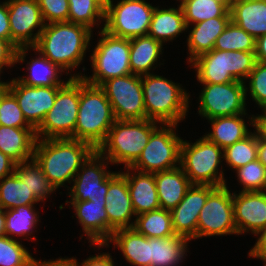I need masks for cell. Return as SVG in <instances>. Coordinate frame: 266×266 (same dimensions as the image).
<instances>
[{
	"mask_svg": "<svg viewBox=\"0 0 266 266\" xmlns=\"http://www.w3.org/2000/svg\"><path fill=\"white\" fill-rule=\"evenodd\" d=\"M155 7L145 0H121L113 5L111 0L105 9V24L108 34L131 39L148 34Z\"/></svg>",
	"mask_w": 266,
	"mask_h": 266,
	"instance_id": "10",
	"label": "cell"
},
{
	"mask_svg": "<svg viewBox=\"0 0 266 266\" xmlns=\"http://www.w3.org/2000/svg\"><path fill=\"white\" fill-rule=\"evenodd\" d=\"M68 2V22L84 25L91 30L98 20H105L106 8L98 0H68Z\"/></svg>",
	"mask_w": 266,
	"mask_h": 266,
	"instance_id": "39",
	"label": "cell"
},
{
	"mask_svg": "<svg viewBox=\"0 0 266 266\" xmlns=\"http://www.w3.org/2000/svg\"><path fill=\"white\" fill-rule=\"evenodd\" d=\"M188 241L177 234L167 238H148L151 266H176L184 257Z\"/></svg>",
	"mask_w": 266,
	"mask_h": 266,
	"instance_id": "31",
	"label": "cell"
},
{
	"mask_svg": "<svg viewBox=\"0 0 266 266\" xmlns=\"http://www.w3.org/2000/svg\"><path fill=\"white\" fill-rule=\"evenodd\" d=\"M9 91V82H0V102L3 96Z\"/></svg>",
	"mask_w": 266,
	"mask_h": 266,
	"instance_id": "56",
	"label": "cell"
},
{
	"mask_svg": "<svg viewBox=\"0 0 266 266\" xmlns=\"http://www.w3.org/2000/svg\"><path fill=\"white\" fill-rule=\"evenodd\" d=\"M92 30L71 22L46 23L33 50L58 65L61 70L78 67L90 44Z\"/></svg>",
	"mask_w": 266,
	"mask_h": 266,
	"instance_id": "2",
	"label": "cell"
},
{
	"mask_svg": "<svg viewBox=\"0 0 266 266\" xmlns=\"http://www.w3.org/2000/svg\"><path fill=\"white\" fill-rule=\"evenodd\" d=\"M260 235L254 247L250 250V257H257L266 264V227L260 230L256 235Z\"/></svg>",
	"mask_w": 266,
	"mask_h": 266,
	"instance_id": "48",
	"label": "cell"
},
{
	"mask_svg": "<svg viewBox=\"0 0 266 266\" xmlns=\"http://www.w3.org/2000/svg\"><path fill=\"white\" fill-rule=\"evenodd\" d=\"M256 39L232 20L216 39L214 49L222 51L255 52Z\"/></svg>",
	"mask_w": 266,
	"mask_h": 266,
	"instance_id": "37",
	"label": "cell"
},
{
	"mask_svg": "<svg viewBox=\"0 0 266 266\" xmlns=\"http://www.w3.org/2000/svg\"><path fill=\"white\" fill-rule=\"evenodd\" d=\"M74 207L83 232L88 236L89 242L98 247L108 246V240L113 234V230L108 226V217L105 210L106 201L93 202L69 201ZM91 240V241H90Z\"/></svg>",
	"mask_w": 266,
	"mask_h": 266,
	"instance_id": "21",
	"label": "cell"
},
{
	"mask_svg": "<svg viewBox=\"0 0 266 266\" xmlns=\"http://www.w3.org/2000/svg\"><path fill=\"white\" fill-rule=\"evenodd\" d=\"M0 38L8 40L11 43V32L7 2H3V4H0Z\"/></svg>",
	"mask_w": 266,
	"mask_h": 266,
	"instance_id": "47",
	"label": "cell"
},
{
	"mask_svg": "<svg viewBox=\"0 0 266 266\" xmlns=\"http://www.w3.org/2000/svg\"><path fill=\"white\" fill-rule=\"evenodd\" d=\"M255 52L213 49L192 60L201 83L224 84L247 80L256 64Z\"/></svg>",
	"mask_w": 266,
	"mask_h": 266,
	"instance_id": "6",
	"label": "cell"
},
{
	"mask_svg": "<svg viewBox=\"0 0 266 266\" xmlns=\"http://www.w3.org/2000/svg\"><path fill=\"white\" fill-rule=\"evenodd\" d=\"M242 115L246 114L208 119L212 123L213 131L204 137L223 150L235 142L243 140L251 133L248 131L244 119L240 118Z\"/></svg>",
	"mask_w": 266,
	"mask_h": 266,
	"instance_id": "30",
	"label": "cell"
},
{
	"mask_svg": "<svg viewBox=\"0 0 266 266\" xmlns=\"http://www.w3.org/2000/svg\"><path fill=\"white\" fill-rule=\"evenodd\" d=\"M39 202L34 193L29 190L15 172L5 176L0 182V207L14 209L23 205H34Z\"/></svg>",
	"mask_w": 266,
	"mask_h": 266,
	"instance_id": "33",
	"label": "cell"
},
{
	"mask_svg": "<svg viewBox=\"0 0 266 266\" xmlns=\"http://www.w3.org/2000/svg\"><path fill=\"white\" fill-rule=\"evenodd\" d=\"M162 43L149 35L130 39L129 63L132 74L146 75L162 54Z\"/></svg>",
	"mask_w": 266,
	"mask_h": 266,
	"instance_id": "29",
	"label": "cell"
},
{
	"mask_svg": "<svg viewBox=\"0 0 266 266\" xmlns=\"http://www.w3.org/2000/svg\"><path fill=\"white\" fill-rule=\"evenodd\" d=\"M242 192L266 191V167L258 160L236 169Z\"/></svg>",
	"mask_w": 266,
	"mask_h": 266,
	"instance_id": "42",
	"label": "cell"
},
{
	"mask_svg": "<svg viewBox=\"0 0 266 266\" xmlns=\"http://www.w3.org/2000/svg\"><path fill=\"white\" fill-rule=\"evenodd\" d=\"M79 99L80 78L70 77L68 81H65V84L58 90L53 107L48 113H46L43 121L35 130L36 138L75 139Z\"/></svg>",
	"mask_w": 266,
	"mask_h": 266,
	"instance_id": "9",
	"label": "cell"
},
{
	"mask_svg": "<svg viewBox=\"0 0 266 266\" xmlns=\"http://www.w3.org/2000/svg\"><path fill=\"white\" fill-rule=\"evenodd\" d=\"M258 138L255 133L248 135L241 141L235 142L233 145L223 150V157L233 169H238L249 162L257 159Z\"/></svg>",
	"mask_w": 266,
	"mask_h": 266,
	"instance_id": "40",
	"label": "cell"
},
{
	"mask_svg": "<svg viewBox=\"0 0 266 266\" xmlns=\"http://www.w3.org/2000/svg\"><path fill=\"white\" fill-rule=\"evenodd\" d=\"M99 87L109 100L116 120L146 119L140 75L111 78Z\"/></svg>",
	"mask_w": 266,
	"mask_h": 266,
	"instance_id": "12",
	"label": "cell"
},
{
	"mask_svg": "<svg viewBox=\"0 0 266 266\" xmlns=\"http://www.w3.org/2000/svg\"><path fill=\"white\" fill-rule=\"evenodd\" d=\"M30 47L16 49L8 40L0 38V72L3 66L11 67L17 62H24L26 52Z\"/></svg>",
	"mask_w": 266,
	"mask_h": 266,
	"instance_id": "46",
	"label": "cell"
},
{
	"mask_svg": "<svg viewBox=\"0 0 266 266\" xmlns=\"http://www.w3.org/2000/svg\"><path fill=\"white\" fill-rule=\"evenodd\" d=\"M214 1H217L221 4H223L229 11H230L232 4L234 2V0H214Z\"/></svg>",
	"mask_w": 266,
	"mask_h": 266,
	"instance_id": "57",
	"label": "cell"
},
{
	"mask_svg": "<svg viewBox=\"0 0 266 266\" xmlns=\"http://www.w3.org/2000/svg\"><path fill=\"white\" fill-rule=\"evenodd\" d=\"M252 126L256 128L258 141L266 142V117L264 115L253 116L250 119Z\"/></svg>",
	"mask_w": 266,
	"mask_h": 266,
	"instance_id": "50",
	"label": "cell"
},
{
	"mask_svg": "<svg viewBox=\"0 0 266 266\" xmlns=\"http://www.w3.org/2000/svg\"><path fill=\"white\" fill-rule=\"evenodd\" d=\"M5 235V211L0 207V236Z\"/></svg>",
	"mask_w": 266,
	"mask_h": 266,
	"instance_id": "55",
	"label": "cell"
},
{
	"mask_svg": "<svg viewBox=\"0 0 266 266\" xmlns=\"http://www.w3.org/2000/svg\"><path fill=\"white\" fill-rule=\"evenodd\" d=\"M141 83L146 119L163 125H177L179 120L185 119L189 94L179 84L151 73L142 75Z\"/></svg>",
	"mask_w": 266,
	"mask_h": 266,
	"instance_id": "4",
	"label": "cell"
},
{
	"mask_svg": "<svg viewBox=\"0 0 266 266\" xmlns=\"http://www.w3.org/2000/svg\"><path fill=\"white\" fill-rule=\"evenodd\" d=\"M187 29L190 23H199L210 18L222 17L228 9L214 0H185L180 4Z\"/></svg>",
	"mask_w": 266,
	"mask_h": 266,
	"instance_id": "38",
	"label": "cell"
},
{
	"mask_svg": "<svg viewBox=\"0 0 266 266\" xmlns=\"http://www.w3.org/2000/svg\"><path fill=\"white\" fill-rule=\"evenodd\" d=\"M215 188L210 185H191L181 202L170 210L175 234L189 240L197 238L200 211Z\"/></svg>",
	"mask_w": 266,
	"mask_h": 266,
	"instance_id": "18",
	"label": "cell"
},
{
	"mask_svg": "<svg viewBox=\"0 0 266 266\" xmlns=\"http://www.w3.org/2000/svg\"><path fill=\"white\" fill-rule=\"evenodd\" d=\"M109 100L99 86L80 78L79 111L75 139L89 143L95 150L105 141L115 122Z\"/></svg>",
	"mask_w": 266,
	"mask_h": 266,
	"instance_id": "3",
	"label": "cell"
},
{
	"mask_svg": "<svg viewBox=\"0 0 266 266\" xmlns=\"http://www.w3.org/2000/svg\"><path fill=\"white\" fill-rule=\"evenodd\" d=\"M257 159L266 167V142L258 141Z\"/></svg>",
	"mask_w": 266,
	"mask_h": 266,
	"instance_id": "54",
	"label": "cell"
},
{
	"mask_svg": "<svg viewBox=\"0 0 266 266\" xmlns=\"http://www.w3.org/2000/svg\"><path fill=\"white\" fill-rule=\"evenodd\" d=\"M81 266H114L112 257L108 253L92 256L81 263Z\"/></svg>",
	"mask_w": 266,
	"mask_h": 266,
	"instance_id": "49",
	"label": "cell"
},
{
	"mask_svg": "<svg viewBox=\"0 0 266 266\" xmlns=\"http://www.w3.org/2000/svg\"><path fill=\"white\" fill-rule=\"evenodd\" d=\"M62 86L32 87L13 78L9 91L15 96L27 123L36 130L54 105L57 92Z\"/></svg>",
	"mask_w": 266,
	"mask_h": 266,
	"instance_id": "17",
	"label": "cell"
},
{
	"mask_svg": "<svg viewBox=\"0 0 266 266\" xmlns=\"http://www.w3.org/2000/svg\"><path fill=\"white\" fill-rule=\"evenodd\" d=\"M36 140L33 128L0 125V151L15 163L33 159Z\"/></svg>",
	"mask_w": 266,
	"mask_h": 266,
	"instance_id": "24",
	"label": "cell"
},
{
	"mask_svg": "<svg viewBox=\"0 0 266 266\" xmlns=\"http://www.w3.org/2000/svg\"><path fill=\"white\" fill-rule=\"evenodd\" d=\"M33 208L34 205H23L5 210L6 236L12 235L10 238L13 239L14 234L17 236L32 234V228H35L39 218Z\"/></svg>",
	"mask_w": 266,
	"mask_h": 266,
	"instance_id": "36",
	"label": "cell"
},
{
	"mask_svg": "<svg viewBox=\"0 0 266 266\" xmlns=\"http://www.w3.org/2000/svg\"><path fill=\"white\" fill-rule=\"evenodd\" d=\"M105 210L108 217V226L113 230L133 228L135 222L130 223L135 215L126 177L122 173H114L109 177L106 193Z\"/></svg>",
	"mask_w": 266,
	"mask_h": 266,
	"instance_id": "20",
	"label": "cell"
},
{
	"mask_svg": "<svg viewBox=\"0 0 266 266\" xmlns=\"http://www.w3.org/2000/svg\"><path fill=\"white\" fill-rule=\"evenodd\" d=\"M44 22H68V0H38Z\"/></svg>",
	"mask_w": 266,
	"mask_h": 266,
	"instance_id": "45",
	"label": "cell"
},
{
	"mask_svg": "<svg viewBox=\"0 0 266 266\" xmlns=\"http://www.w3.org/2000/svg\"><path fill=\"white\" fill-rule=\"evenodd\" d=\"M94 151L89 143L72 138L37 139L33 159L57 189L73 180Z\"/></svg>",
	"mask_w": 266,
	"mask_h": 266,
	"instance_id": "1",
	"label": "cell"
},
{
	"mask_svg": "<svg viewBox=\"0 0 266 266\" xmlns=\"http://www.w3.org/2000/svg\"><path fill=\"white\" fill-rule=\"evenodd\" d=\"M0 266H37L25 247L8 236H0Z\"/></svg>",
	"mask_w": 266,
	"mask_h": 266,
	"instance_id": "41",
	"label": "cell"
},
{
	"mask_svg": "<svg viewBox=\"0 0 266 266\" xmlns=\"http://www.w3.org/2000/svg\"><path fill=\"white\" fill-rule=\"evenodd\" d=\"M237 234L234 222L233 193L227 186L216 187L200 211L197 238L202 236Z\"/></svg>",
	"mask_w": 266,
	"mask_h": 266,
	"instance_id": "14",
	"label": "cell"
},
{
	"mask_svg": "<svg viewBox=\"0 0 266 266\" xmlns=\"http://www.w3.org/2000/svg\"><path fill=\"white\" fill-rule=\"evenodd\" d=\"M15 162L0 151V181L14 172Z\"/></svg>",
	"mask_w": 266,
	"mask_h": 266,
	"instance_id": "51",
	"label": "cell"
},
{
	"mask_svg": "<svg viewBox=\"0 0 266 266\" xmlns=\"http://www.w3.org/2000/svg\"><path fill=\"white\" fill-rule=\"evenodd\" d=\"M8 16L10 22L11 44L20 47H32L47 22H44L38 0H8ZM39 28L33 34L34 29Z\"/></svg>",
	"mask_w": 266,
	"mask_h": 266,
	"instance_id": "15",
	"label": "cell"
},
{
	"mask_svg": "<svg viewBox=\"0 0 266 266\" xmlns=\"http://www.w3.org/2000/svg\"><path fill=\"white\" fill-rule=\"evenodd\" d=\"M0 125L16 128H32L23 116L15 96L8 91L0 102Z\"/></svg>",
	"mask_w": 266,
	"mask_h": 266,
	"instance_id": "43",
	"label": "cell"
},
{
	"mask_svg": "<svg viewBox=\"0 0 266 266\" xmlns=\"http://www.w3.org/2000/svg\"><path fill=\"white\" fill-rule=\"evenodd\" d=\"M14 172L20 180L26 184L29 190L34 193L39 201L45 200L47 195L56 190L34 159H31V161L16 163Z\"/></svg>",
	"mask_w": 266,
	"mask_h": 266,
	"instance_id": "35",
	"label": "cell"
},
{
	"mask_svg": "<svg viewBox=\"0 0 266 266\" xmlns=\"http://www.w3.org/2000/svg\"><path fill=\"white\" fill-rule=\"evenodd\" d=\"M104 159L106 158L95 150L82 164V169L78 170L73 178L74 185L70 188L71 193H69L70 201H106L109 177L113 172L106 171L105 168L108 164H105L107 162H104Z\"/></svg>",
	"mask_w": 266,
	"mask_h": 266,
	"instance_id": "16",
	"label": "cell"
},
{
	"mask_svg": "<svg viewBox=\"0 0 266 266\" xmlns=\"http://www.w3.org/2000/svg\"><path fill=\"white\" fill-rule=\"evenodd\" d=\"M60 69L61 68L58 65L52 63L40 54L38 58L36 57L29 62L28 70L30 75H28V77H20L17 79L21 83L32 87L63 86L65 83L59 79L60 76L58 74H61L60 72L64 71Z\"/></svg>",
	"mask_w": 266,
	"mask_h": 266,
	"instance_id": "34",
	"label": "cell"
},
{
	"mask_svg": "<svg viewBox=\"0 0 266 266\" xmlns=\"http://www.w3.org/2000/svg\"><path fill=\"white\" fill-rule=\"evenodd\" d=\"M231 20L255 39L266 34V0L234 1Z\"/></svg>",
	"mask_w": 266,
	"mask_h": 266,
	"instance_id": "26",
	"label": "cell"
},
{
	"mask_svg": "<svg viewBox=\"0 0 266 266\" xmlns=\"http://www.w3.org/2000/svg\"><path fill=\"white\" fill-rule=\"evenodd\" d=\"M187 29L181 6L177 8L159 9L155 7L152 14L148 34L161 42L173 40Z\"/></svg>",
	"mask_w": 266,
	"mask_h": 266,
	"instance_id": "28",
	"label": "cell"
},
{
	"mask_svg": "<svg viewBox=\"0 0 266 266\" xmlns=\"http://www.w3.org/2000/svg\"><path fill=\"white\" fill-rule=\"evenodd\" d=\"M238 194L233 193L237 234L250 230L256 235L266 227V191H240Z\"/></svg>",
	"mask_w": 266,
	"mask_h": 266,
	"instance_id": "19",
	"label": "cell"
},
{
	"mask_svg": "<svg viewBox=\"0 0 266 266\" xmlns=\"http://www.w3.org/2000/svg\"><path fill=\"white\" fill-rule=\"evenodd\" d=\"M165 126L157 128L151 134L147 145L130 166V170L157 173L179 167L176 165H180V146L183 139H180L173 130L176 124H165Z\"/></svg>",
	"mask_w": 266,
	"mask_h": 266,
	"instance_id": "11",
	"label": "cell"
},
{
	"mask_svg": "<svg viewBox=\"0 0 266 266\" xmlns=\"http://www.w3.org/2000/svg\"><path fill=\"white\" fill-rule=\"evenodd\" d=\"M153 120H115L105 141L97 151L107 162L124 163L130 167L147 145L151 134L158 128ZM107 151V152H106ZM108 154H106V153Z\"/></svg>",
	"mask_w": 266,
	"mask_h": 266,
	"instance_id": "5",
	"label": "cell"
},
{
	"mask_svg": "<svg viewBox=\"0 0 266 266\" xmlns=\"http://www.w3.org/2000/svg\"><path fill=\"white\" fill-rule=\"evenodd\" d=\"M223 149L205 137L192 145L183 141L180 146V167L192 185H210L220 187L226 185L223 171L218 173L222 162ZM219 174V176H218Z\"/></svg>",
	"mask_w": 266,
	"mask_h": 266,
	"instance_id": "7",
	"label": "cell"
},
{
	"mask_svg": "<svg viewBox=\"0 0 266 266\" xmlns=\"http://www.w3.org/2000/svg\"><path fill=\"white\" fill-rule=\"evenodd\" d=\"M109 241L118 246L132 265L151 266L148 237L139 234L134 228L115 230Z\"/></svg>",
	"mask_w": 266,
	"mask_h": 266,
	"instance_id": "27",
	"label": "cell"
},
{
	"mask_svg": "<svg viewBox=\"0 0 266 266\" xmlns=\"http://www.w3.org/2000/svg\"><path fill=\"white\" fill-rule=\"evenodd\" d=\"M250 78V79H249ZM250 95L260 108L266 104V63L256 62L249 76Z\"/></svg>",
	"mask_w": 266,
	"mask_h": 266,
	"instance_id": "44",
	"label": "cell"
},
{
	"mask_svg": "<svg viewBox=\"0 0 266 266\" xmlns=\"http://www.w3.org/2000/svg\"><path fill=\"white\" fill-rule=\"evenodd\" d=\"M133 228L148 238H167L175 235L170 210L159 208L136 216Z\"/></svg>",
	"mask_w": 266,
	"mask_h": 266,
	"instance_id": "32",
	"label": "cell"
},
{
	"mask_svg": "<svg viewBox=\"0 0 266 266\" xmlns=\"http://www.w3.org/2000/svg\"><path fill=\"white\" fill-rule=\"evenodd\" d=\"M102 38L97 43L90 59L93 75H73L71 78H82L86 83L100 86L111 78L132 74L129 63L130 39L119 38L108 34L103 29L99 32Z\"/></svg>",
	"mask_w": 266,
	"mask_h": 266,
	"instance_id": "8",
	"label": "cell"
},
{
	"mask_svg": "<svg viewBox=\"0 0 266 266\" xmlns=\"http://www.w3.org/2000/svg\"><path fill=\"white\" fill-rule=\"evenodd\" d=\"M204 85L200 94L199 114L207 119L234 116L245 113L248 88L245 82L234 81L224 84Z\"/></svg>",
	"mask_w": 266,
	"mask_h": 266,
	"instance_id": "13",
	"label": "cell"
},
{
	"mask_svg": "<svg viewBox=\"0 0 266 266\" xmlns=\"http://www.w3.org/2000/svg\"><path fill=\"white\" fill-rule=\"evenodd\" d=\"M126 168L128 169L127 172H122V174L127 180L135 215L137 216L161 208L158 200L154 173L138 171V175L136 173L132 175L129 173L130 167H125V169Z\"/></svg>",
	"mask_w": 266,
	"mask_h": 266,
	"instance_id": "22",
	"label": "cell"
},
{
	"mask_svg": "<svg viewBox=\"0 0 266 266\" xmlns=\"http://www.w3.org/2000/svg\"><path fill=\"white\" fill-rule=\"evenodd\" d=\"M230 20L231 13L228 10L222 17L210 18L194 25L187 39L190 54L189 62L214 49L216 39L224 31Z\"/></svg>",
	"mask_w": 266,
	"mask_h": 266,
	"instance_id": "23",
	"label": "cell"
},
{
	"mask_svg": "<svg viewBox=\"0 0 266 266\" xmlns=\"http://www.w3.org/2000/svg\"><path fill=\"white\" fill-rule=\"evenodd\" d=\"M37 266H79L75 258H59L51 261H37Z\"/></svg>",
	"mask_w": 266,
	"mask_h": 266,
	"instance_id": "53",
	"label": "cell"
},
{
	"mask_svg": "<svg viewBox=\"0 0 266 266\" xmlns=\"http://www.w3.org/2000/svg\"><path fill=\"white\" fill-rule=\"evenodd\" d=\"M263 108V109H262ZM261 109L264 111L263 113V115L266 117V104L263 106V107H261Z\"/></svg>",
	"mask_w": 266,
	"mask_h": 266,
	"instance_id": "59",
	"label": "cell"
},
{
	"mask_svg": "<svg viewBox=\"0 0 266 266\" xmlns=\"http://www.w3.org/2000/svg\"><path fill=\"white\" fill-rule=\"evenodd\" d=\"M154 176L159 204L165 210L175 208L192 185L180 166L171 170L154 173Z\"/></svg>",
	"mask_w": 266,
	"mask_h": 266,
	"instance_id": "25",
	"label": "cell"
},
{
	"mask_svg": "<svg viewBox=\"0 0 266 266\" xmlns=\"http://www.w3.org/2000/svg\"><path fill=\"white\" fill-rule=\"evenodd\" d=\"M255 56L257 62L266 63V34L256 39Z\"/></svg>",
	"mask_w": 266,
	"mask_h": 266,
	"instance_id": "52",
	"label": "cell"
},
{
	"mask_svg": "<svg viewBox=\"0 0 266 266\" xmlns=\"http://www.w3.org/2000/svg\"><path fill=\"white\" fill-rule=\"evenodd\" d=\"M105 8L111 0H98Z\"/></svg>",
	"mask_w": 266,
	"mask_h": 266,
	"instance_id": "58",
	"label": "cell"
}]
</instances>
